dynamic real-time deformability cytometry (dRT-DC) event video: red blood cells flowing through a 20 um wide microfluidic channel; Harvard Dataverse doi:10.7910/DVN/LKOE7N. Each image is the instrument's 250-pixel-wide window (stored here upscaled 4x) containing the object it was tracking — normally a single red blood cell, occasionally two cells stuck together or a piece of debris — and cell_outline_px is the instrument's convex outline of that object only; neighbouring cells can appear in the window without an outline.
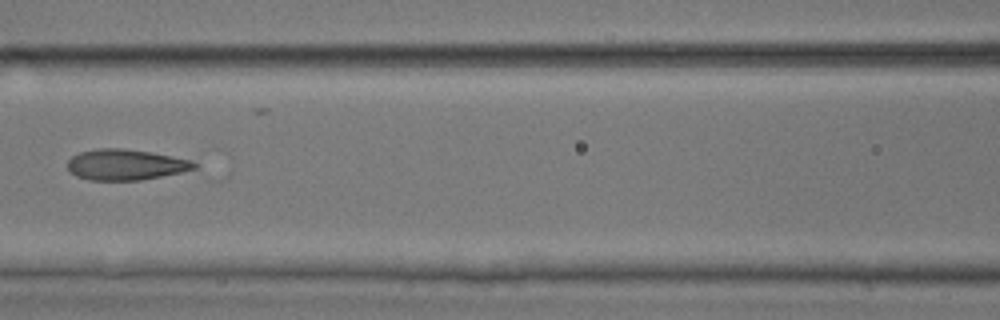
{"species": "common noctule bat (a hibernating species)", "species_latin": "Nyctalus noctula", "temperature_condition": "room temperature", "stored_images_in_passage": 6, "camera_frame_rate_fps": 3000, "um_per_image_px": 0.085, "animal": {"sex": "male", "body_mass_g": 17.9, "forearm_length_mm": 54.2}, "frame": {"image": 1, "passage_image": 6, "time_ms": 1.667, "image_size_px": [1000, 320], "cell_outline_px": [[196, 168], [180, 172], [140, 180], [88, 180], [76, 176], [68, 172], [68, 160], [72, 156], [80, 152], [100, 148], [124, 148], [152, 152], [192, 160], [196, 164]], "centroid_in_image_um": [10.64, 13.99], "position_along_channel_um": 156.0, "area_um2": 22.72}}